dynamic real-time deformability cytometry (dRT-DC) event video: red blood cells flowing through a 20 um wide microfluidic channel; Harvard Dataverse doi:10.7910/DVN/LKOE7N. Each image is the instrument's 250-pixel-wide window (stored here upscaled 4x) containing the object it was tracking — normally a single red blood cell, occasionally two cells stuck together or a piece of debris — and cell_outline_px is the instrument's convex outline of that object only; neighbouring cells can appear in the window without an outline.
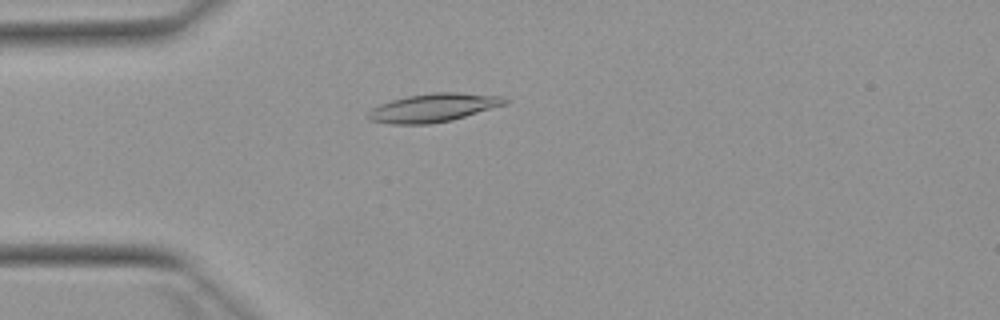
{"species": "Egyptian fruit bat (a non-hibernating species)", "species_latin": "Rousettus aegyptiacus", "temperature_condition": "warm", "stored_images_in_passage": 15, "camera_frame_rate_fps": 3000, "um_per_image_px": 0.085, "animal": {"sex": "female"}, "frame": {"image": 1, "passage_image": 4, "time_ms": 1.0, "image_size_px": [1000, 320], "cell_outline_px": [[512, 100], [508, 104], [452, 120], [428, 124], [392, 124], [368, 120], [368, 112], [372, 108], [380, 104], [392, 100], [408, 96], [436, 92], [456, 92], [504, 96]], "centroid_in_image_um": [36.91, 9.15], "position_along_channel_um": 48.1, "area_um2": 22.77}}
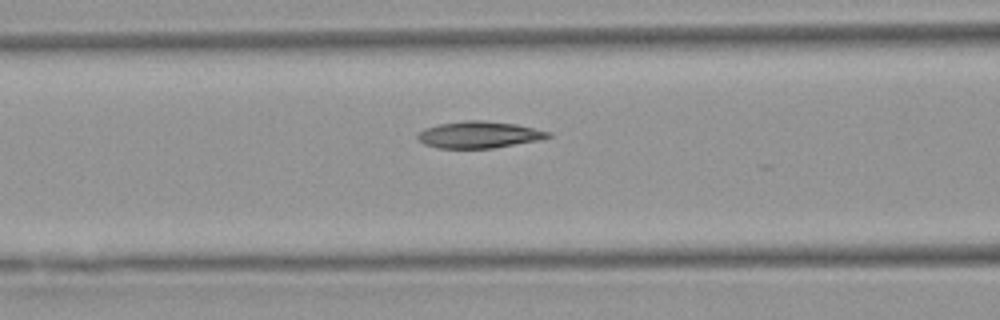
{"frame": {"image": 2, "passage_image": 11, "time_ms": 3.333, "image_size_px": [1000, 320], "cell_outline_px": [[552, 136], [544, 140], [492, 148], [436, 148], [424, 144], [416, 136], [424, 128], [436, 124], [464, 120], [480, 120], [516, 124], [552, 132]], "centroid_in_image_um": [40.75, 11.45], "position_along_channel_um": 125.8, "area_um2": 20.58}}
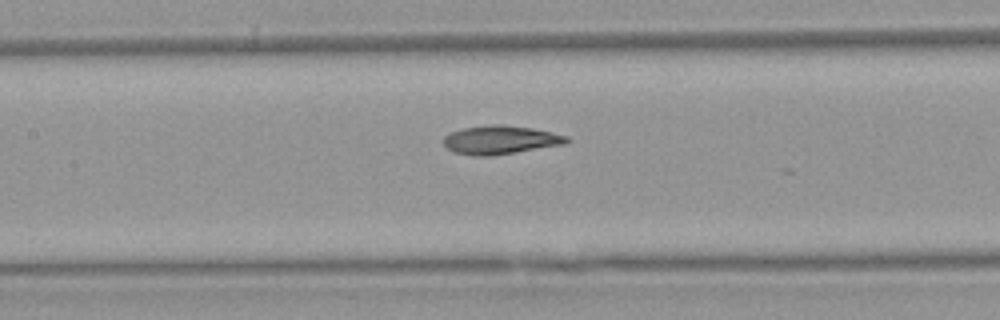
{"frame": {"image": 3, "passage_image": 14, "time_ms": 4.333, "image_size_px": [1000, 320], "cell_outline_px": [[572, 140], [564, 144], [492, 156], [472, 156], [452, 152], [444, 144], [444, 136], [452, 132], [464, 128], [492, 124], [500, 124], [532, 128], [552, 132], [568, 136]], "centroid_in_image_um": [42.54, 11.9], "position_along_channel_um": 164.9, "area_um2": 20.52}}